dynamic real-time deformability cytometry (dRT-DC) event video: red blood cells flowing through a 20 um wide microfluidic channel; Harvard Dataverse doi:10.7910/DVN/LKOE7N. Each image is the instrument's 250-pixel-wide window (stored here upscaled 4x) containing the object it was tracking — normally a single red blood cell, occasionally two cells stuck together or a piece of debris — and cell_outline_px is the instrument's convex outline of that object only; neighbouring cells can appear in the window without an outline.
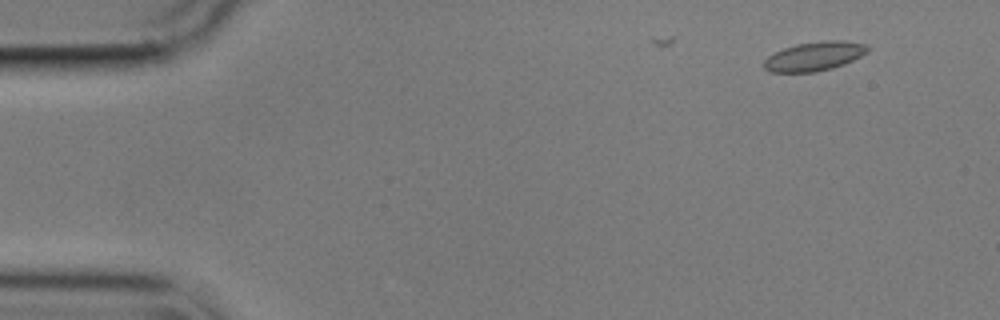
{"species": "common noctule bat (a hibernating species)", "species_latin": "Nyctalus noctula", "temperature_condition": "cold", "stored_images_in_passage": 10, "camera_frame_rate_fps": 3000, "um_per_image_px": 0.085, "animal": {"sex": "male", "body_mass_g": 17.9}, "frame": {"image": 1, "passage_image": 5, "time_ms": 1.333, "image_size_px": [1000, 320], "cell_outline_px": [[868, 52], [844, 64], [832, 68], [816, 72], [768, 72], [764, 68], [764, 60], [768, 56], [784, 48], [796, 44], [824, 40], [844, 40], [868, 44]], "centroid_in_image_um": [69.23, 4.78], "position_along_channel_um": 15.8, "area_um2": 17.63}}